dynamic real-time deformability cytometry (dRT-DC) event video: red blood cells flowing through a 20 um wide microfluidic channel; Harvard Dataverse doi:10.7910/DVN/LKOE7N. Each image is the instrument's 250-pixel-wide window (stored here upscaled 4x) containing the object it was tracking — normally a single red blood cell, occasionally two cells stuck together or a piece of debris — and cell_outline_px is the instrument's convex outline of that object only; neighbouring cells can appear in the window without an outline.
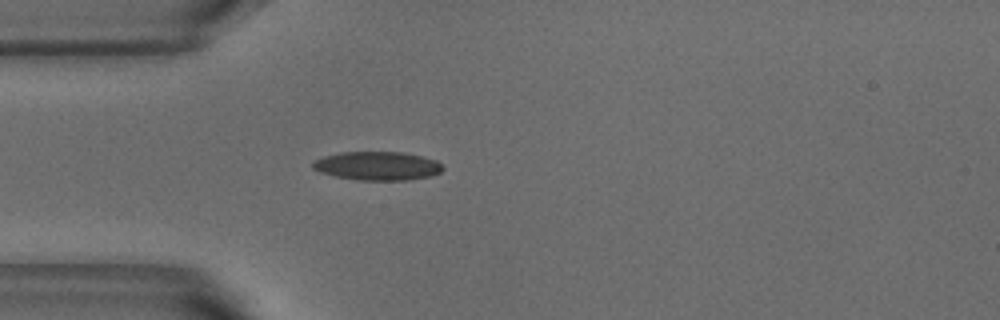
{"species": "common noctule bat (a hibernating species)", "species_latin": "Nyctalus noctula", "temperature_condition": "warm", "stored_images_in_passage": 39, "camera_frame_rate_fps": 3000, "um_per_image_px": 0.085, "animal": {"sex": "male", "body_mass_g": 18.8}, "frame": {"image": 1, "passage_image": 1, "time_ms": 0.0, "image_size_px": [1000, 320], "cell_outline_px": [[444, 168], [440, 172], [432, 176], [408, 180], [360, 180], [336, 176], [320, 172], [312, 168], [312, 160], [324, 156], [340, 152], [404, 152], [436, 160]], "centroid_in_image_um": [32.07, 14.1], "position_along_channel_um": 52.9, "area_um2": 21.73}}
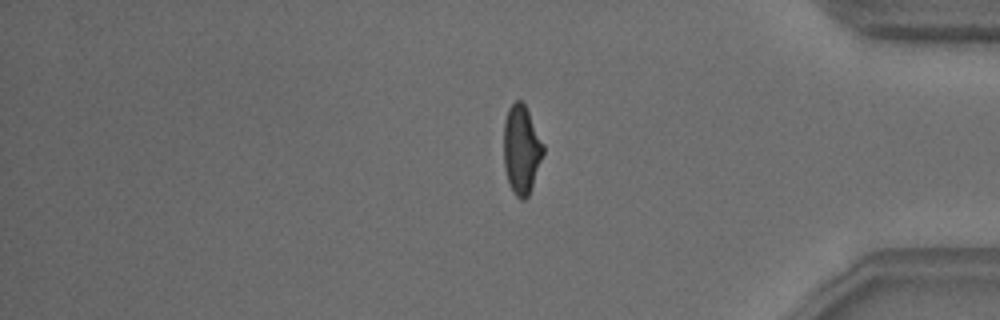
{"frame": {"image": 2, "passage_image": 30, "time_ms": 9.667, "image_size_px": [1000, 320], "cell_outline_px": [[544, 152], [528, 196], [524, 200], [520, 200], [516, 196], [508, 180], [504, 168], [504, 120], [508, 108], [516, 100], [520, 100], [524, 104], [544, 144]], "centroid_in_image_um": [44.31, 12.7], "position_along_channel_um": 390.9, "area_um2": 20.17}}
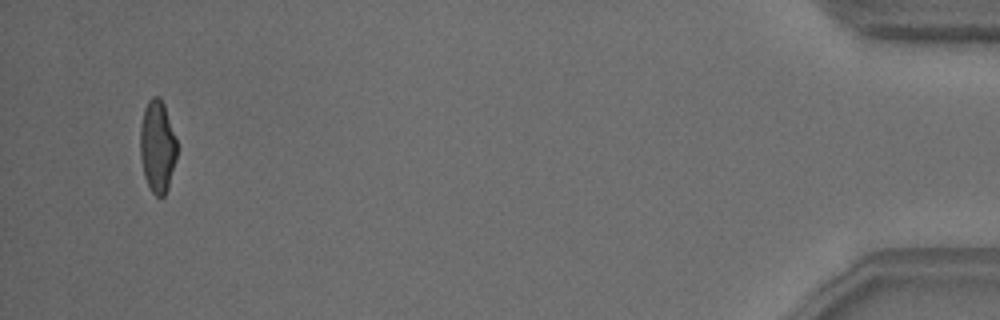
{"frame": {"image": 3, "passage_image": 37, "time_ms": 12.0, "image_size_px": [1000, 320], "cell_outline_px": [[176, 160], [168, 188], [164, 196], [156, 196], [152, 192], [144, 176], [140, 156], [140, 128], [144, 108], [148, 100], [152, 96], [160, 96], [164, 104], [176, 140]], "centroid_in_image_um": [13.37, 12.44], "position_along_channel_um": 421.8, "area_um2": 19.71}, "authors_computed_cell_mechanics": {"area_um2": 20.6924, "velocity_mm_per_s": 3.8075, "shape_relaxation_time_tau1_ms": 7.2432, "shape_relaxation_time_tau2_ms": 1.2519, "deformation_change_tau1": 0.2217, "deformation_change_tau2": 0.0781}}